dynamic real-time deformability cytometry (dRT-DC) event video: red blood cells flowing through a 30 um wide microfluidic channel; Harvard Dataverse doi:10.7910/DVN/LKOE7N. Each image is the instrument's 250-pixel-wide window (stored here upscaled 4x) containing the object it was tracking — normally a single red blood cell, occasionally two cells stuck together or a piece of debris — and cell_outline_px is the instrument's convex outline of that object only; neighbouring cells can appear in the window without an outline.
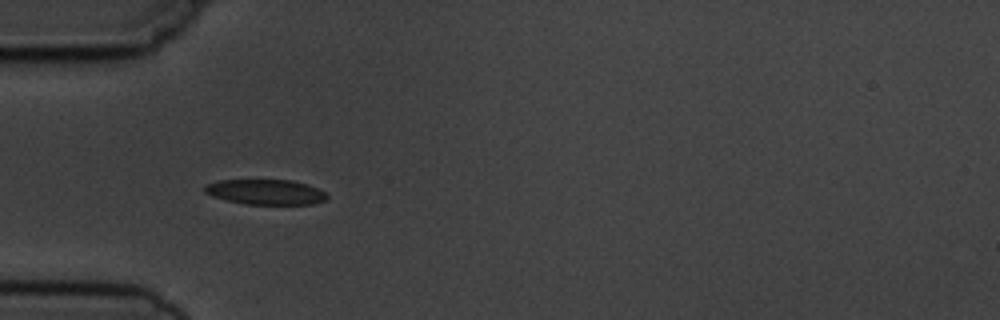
{"species": "common noctule bat (a hibernating species)", "species_latin": "Nyctalus noctula", "temperature_condition": "cold", "stored_images_in_passage": 9, "camera_frame_rate_fps": 3000, "um_per_image_px": 0.085, "animal": {"sex": "male", "body_mass_g": 19.5, "forearm_length_mm": 54.6}, "frame": {"image": 1, "passage_image": 1, "time_ms": 0.0, "image_size_px": [1000, 320], "cell_outline_px": [[328, 200], [312, 204], [244, 204], [212, 196], [204, 192], [204, 184], [220, 180], [292, 180], [316, 188], [324, 192], [328, 196]], "centroid_in_image_um": [22.56, 16.32], "position_along_channel_um": 62.4, "area_um2": 17.86}}
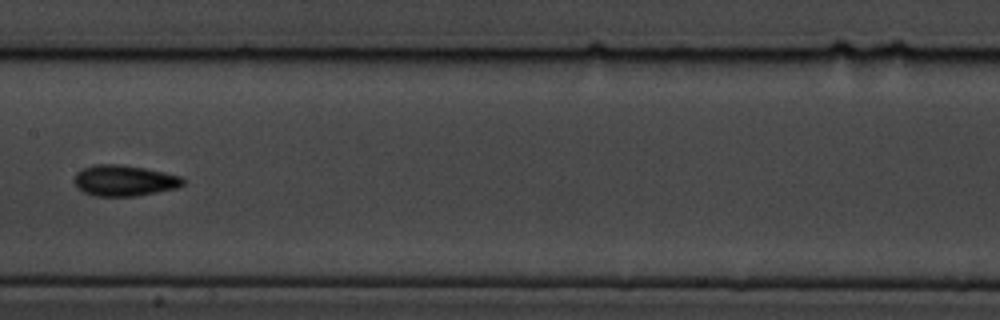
{"frame": {"image": 2, "passage_image": 4, "time_ms": 3.667, "image_size_px": [1000, 320], "cell_outline_px": [[184, 184], [176, 188], [136, 196], [96, 196], [84, 192], [76, 188], [72, 180], [76, 172], [84, 168], [96, 164], [120, 164], [144, 168], [164, 172], [180, 176], [184, 180]], "centroid_in_image_um": [10.51, 15.35], "position_along_channel_um": 196.9, "area_um2": 19.65}}
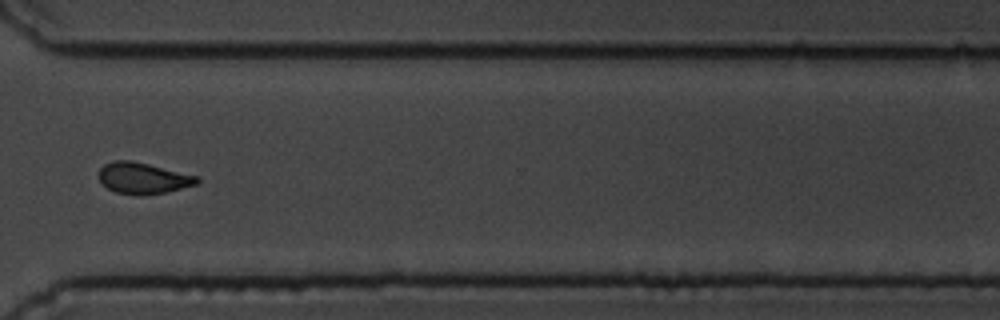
{"frame": {"image": 3, "passage_image": 8, "time_ms": 8.0, "image_size_px": [1000, 320], "cell_outline_px": [[200, 180], [196, 184], [168, 192], [140, 196], [136, 196], [116, 192], [108, 188], [96, 176], [100, 168], [104, 164], [112, 160], [128, 160], [148, 164], [200, 176]], "centroid_in_image_um": [12.15, 15.15], "position_along_channel_um": 358.5, "area_um2": 18.09}}